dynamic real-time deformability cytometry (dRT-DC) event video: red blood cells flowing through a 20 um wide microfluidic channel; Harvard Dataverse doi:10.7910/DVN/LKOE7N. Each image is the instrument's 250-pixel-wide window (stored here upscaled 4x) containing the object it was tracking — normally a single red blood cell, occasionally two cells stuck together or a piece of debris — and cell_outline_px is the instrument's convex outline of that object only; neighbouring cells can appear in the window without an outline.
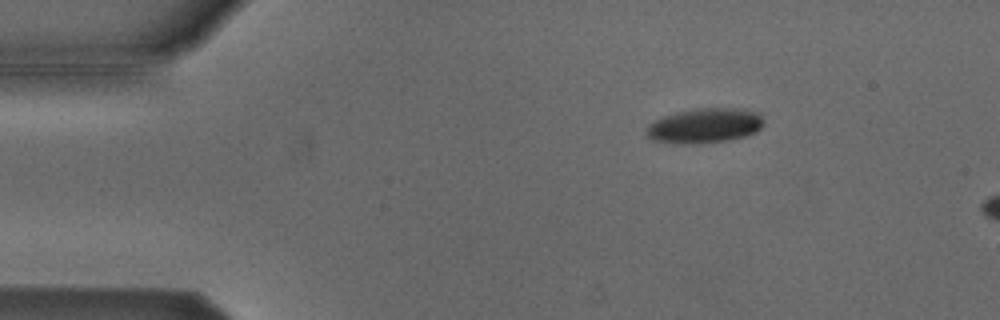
{"species": "Egyptian fruit bat (a non-hibernating species)", "species_latin": "Rousettus aegyptiacus", "temperature_condition": "cold", "stored_images_in_passage": 4, "camera_frame_rate_fps": 3000, "um_per_image_px": 0.085, "animal": {"sex": "male"}, "frame": {"image": 1, "passage_image": 3, "time_ms": 0.667, "image_size_px": [1000, 320], "cell_outline_px": [[764, 124], [756, 132], [744, 136], [728, 140], [692, 144], [684, 144], [652, 140], [648, 136], [648, 124], [664, 116], [676, 112], [696, 108], [740, 108], [756, 112], [760, 116]], "centroid_in_image_um": [59.91, 10.67], "position_along_channel_um": 25.1, "area_um2": 23.58}}